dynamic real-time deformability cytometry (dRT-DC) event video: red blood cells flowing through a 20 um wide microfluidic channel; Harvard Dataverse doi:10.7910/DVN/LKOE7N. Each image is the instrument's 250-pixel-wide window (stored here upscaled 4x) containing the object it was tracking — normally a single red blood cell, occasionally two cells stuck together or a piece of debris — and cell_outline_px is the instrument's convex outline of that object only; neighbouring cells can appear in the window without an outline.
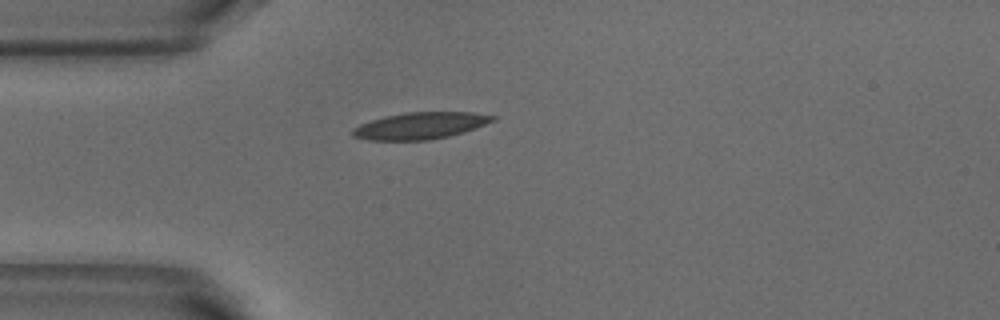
{"species": "common noctule bat (a hibernating species)", "species_latin": "Nyctalus noctula", "temperature_condition": "warm", "stored_images_in_passage": 39, "camera_frame_rate_fps": 3000, "um_per_image_px": 0.085, "animal": {"sex": "male", "body_mass_g": 18.8}, "frame": {"image": 1, "passage_image": 1, "time_ms": 0.0, "image_size_px": [1000, 320], "cell_outline_px": [[496, 120], [464, 132], [448, 136], [428, 140], [368, 140], [352, 136], [352, 128], [360, 124], [384, 116], [404, 112], [472, 112], [496, 116]], "centroid_in_image_um": [35.71, 10.68], "position_along_channel_um": 49.3, "area_um2": 21.85}}
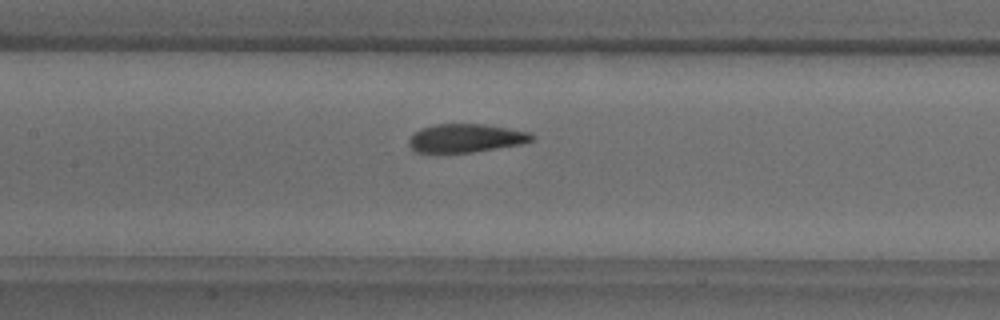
{"frame": {"image": 2, "passage_image": 11, "time_ms": 3.333, "image_size_px": [1000, 320], "cell_outline_px": [[536, 136], [532, 140], [520, 144], [472, 152], [416, 152], [408, 144], [408, 140], [420, 128], [432, 124], [484, 124], [508, 128], [528, 132]], "centroid_in_image_um": [39.58, 11.73], "position_along_channel_um": 167.8, "area_um2": 20.17}}
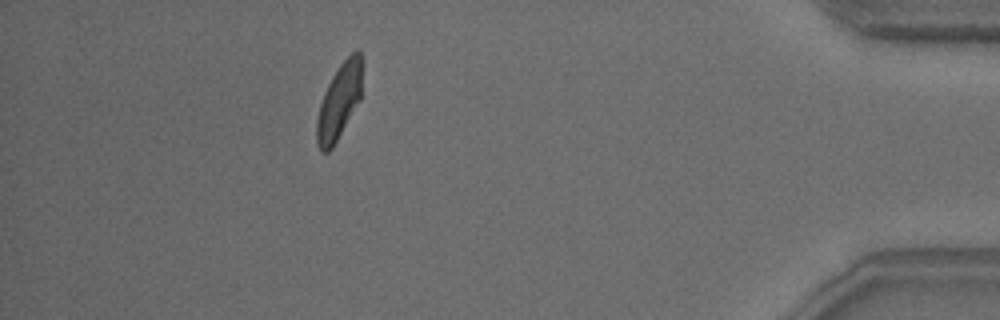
{"frame": {"image": 3, "passage_image": 34, "time_ms": 11.0, "image_size_px": [1000, 320], "cell_outline_px": [[360, 100], [332, 148], [328, 152], [320, 152], [316, 144], [316, 120], [320, 104], [324, 92], [332, 76], [340, 64], [356, 48], [360, 52]], "centroid_in_image_um": [28.78, 8.67], "position_along_channel_um": 406.4, "area_um2": 19.59}, "authors_computed_cell_mechanics": {"area_um2": 20.7502, "velocity_mm_per_s": 3.8055, "shape_relaxation_time_tau1_ms": 5.9603, "shape_relaxation_time_tau2_ms": 2.0529, "deformation_change_tau1": 0.2099, "deformation_change_tau2": 0.0849}}